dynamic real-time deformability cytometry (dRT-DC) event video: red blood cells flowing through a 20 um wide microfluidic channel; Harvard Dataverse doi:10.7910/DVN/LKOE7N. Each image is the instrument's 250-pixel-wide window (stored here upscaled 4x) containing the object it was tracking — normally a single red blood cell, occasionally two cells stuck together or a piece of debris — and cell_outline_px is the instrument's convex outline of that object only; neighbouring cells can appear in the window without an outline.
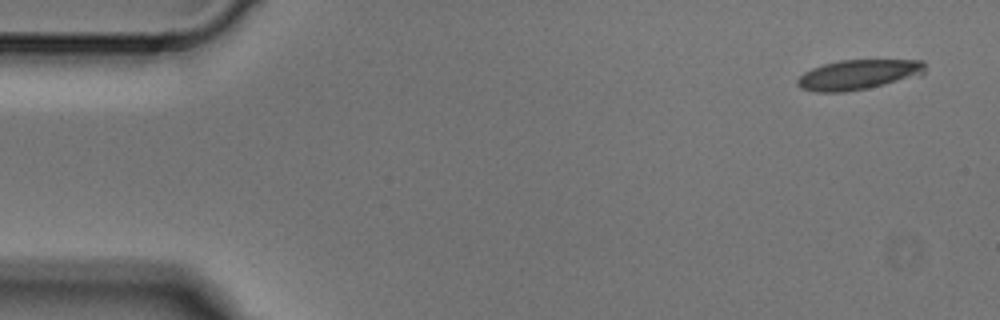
{"species": "Egyptian fruit bat (a non-hibernating species)", "species_latin": "Rousettus aegyptiacus", "temperature_condition": "cold", "stored_images_in_passage": 2, "camera_frame_rate_fps": 3000, "um_per_image_px": 0.085, "animal": {"sex": "male"}, "frame": {"image": 1, "passage_image": 1, "time_ms": 0.0, "image_size_px": [1000, 320], "cell_outline_px": [[924, 72], [920, 76], [868, 88], [844, 92], [816, 92], [800, 88], [796, 84], [796, 80], [804, 72], [812, 68], [824, 64], [840, 60], [924, 60]], "centroid_in_image_um": [72.94, 6.35], "position_along_channel_um": 12.1, "area_um2": 22.31}}